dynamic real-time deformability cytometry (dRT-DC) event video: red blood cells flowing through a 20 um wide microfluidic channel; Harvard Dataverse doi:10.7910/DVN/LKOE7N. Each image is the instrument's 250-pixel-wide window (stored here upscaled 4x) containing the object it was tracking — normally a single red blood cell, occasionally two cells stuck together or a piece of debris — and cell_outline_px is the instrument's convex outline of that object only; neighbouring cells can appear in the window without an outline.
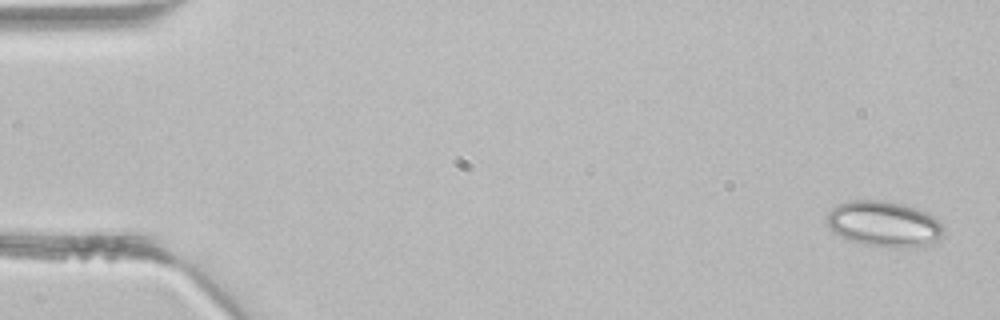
{"species": "common noctule bat (a hibernating species)", "species_latin": "Nyctalus noctula", "temperature_condition": "room temperature", "stored_images_in_passage": 4, "camera_frame_rate_fps": 3000, "um_per_image_px": 0.085, "animal": {"sex": "male", "body_mass_g": 21.5, "forearm_length_mm": 52.0}, "frame": {"image": 1, "passage_image": 1, "time_ms": 0.0, "image_size_px": [1000, 320], "cell_outline_px": [[944, 228], [936, 244], [908, 248], [904, 248], [864, 244], [848, 240], [832, 232], [824, 224], [828, 212], [836, 204], [852, 200], [884, 200], [904, 204], [920, 208], [936, 216], [940, 220]], "centroid_in_image_um": [75.15, 19.03], "position_along_channel_um": 9.8, "area_um2": 31.91}}